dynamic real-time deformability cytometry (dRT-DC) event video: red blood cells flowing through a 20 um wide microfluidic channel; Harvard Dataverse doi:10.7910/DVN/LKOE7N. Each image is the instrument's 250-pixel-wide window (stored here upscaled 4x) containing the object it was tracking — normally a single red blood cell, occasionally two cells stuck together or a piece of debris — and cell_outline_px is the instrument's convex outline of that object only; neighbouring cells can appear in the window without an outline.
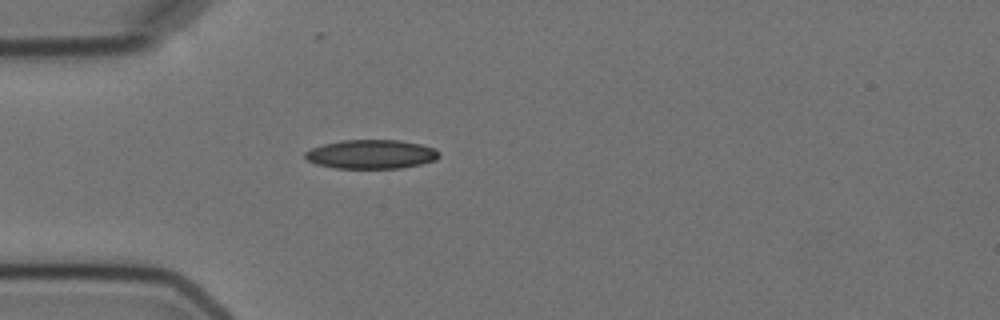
{"species": "Egyptian fruit bat (a non-hibernating species)", "species_latin": "Rousettus aegyptiacus", "temperature_condition": "cold", "stored_images_in_passage": 4, "camera_frame_rate_fps": 3000, "um_per_image_px": 0.085, "animal": {"sex": "female"}, "frame": {"image": 1, "passage_image": 4, "time_ms": 3.667, "image_size_px": [1000, 320], "cell_outline_px": [[440, 156], [436, 160], [420, 164], [400, 168], [336, 168], [316, 164], [308, 160], [304, 156], [304, 152], [312, 148], [324, 144], [340, 140], [400, 140], [420, 144], [432, 148], [440, 152]], "centroid_in_image_um": [31.55, 13.11], "position_along_channel_um": 53.4, "area_um2": 22.6}}